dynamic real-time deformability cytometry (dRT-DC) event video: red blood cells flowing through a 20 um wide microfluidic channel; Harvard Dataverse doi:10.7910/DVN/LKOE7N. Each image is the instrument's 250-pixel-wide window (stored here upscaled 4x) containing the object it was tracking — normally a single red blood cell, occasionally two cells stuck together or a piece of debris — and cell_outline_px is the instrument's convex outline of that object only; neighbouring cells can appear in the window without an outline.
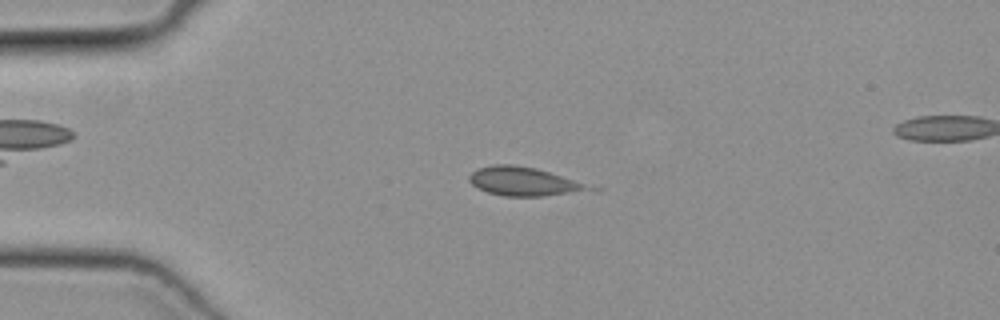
{"species": "common noctule bat (a hibernating species)", "species_latin": "Nyctalus noctula", "temperature_condition": "cold", "stored_images_in_passage": 50, "segment_of_instrument_passage": [1, 2], "camera_frame_rate_fps": 3000, "um_per_image_px": 0.085, "animal": {"sex": "female", "body_mass_g": 19.3, "forearm_length_mm": 54.1}, "frame": {"image": 1, "passage_image": 11, "time_ms": 3.333, "image_size_px": [1000, 320], "cell_outline_px": [[580, 188], [568, 192], [544, 196], [504, 196], [488, 192], [472, 184], [468, 180], [468, 176], [472, 172], [480, 168], [492, 164], [512, 164], [536, 168], [572, 180], [580, 184]], "centroid_in_image_um": [44.21, 15.39], "position_along_channel_um": 40.8, "area_um2": 18.67}}
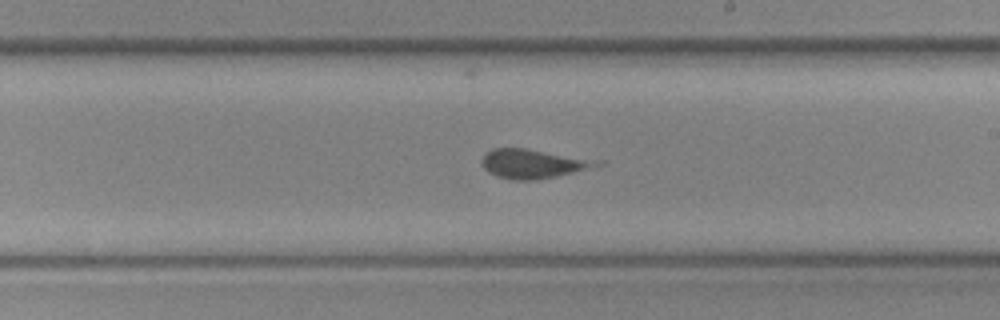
{"frame": {"image": 2, "passage_image": 28, "time_ms": 9.0, "image_size_px": [1000, 320], "cell_outline_px": [[604, 164], [556, 176], [536, 180], [512, 180], [496, 176], [488, 172], [484, 168], [480, 160], [484, 152], [492, 148], [524, 148], [604, 160]], "centroid_in_image_um": [45.29, 13.9], "position_along_channel_um": 243.7, "area_um2": 19.77}}
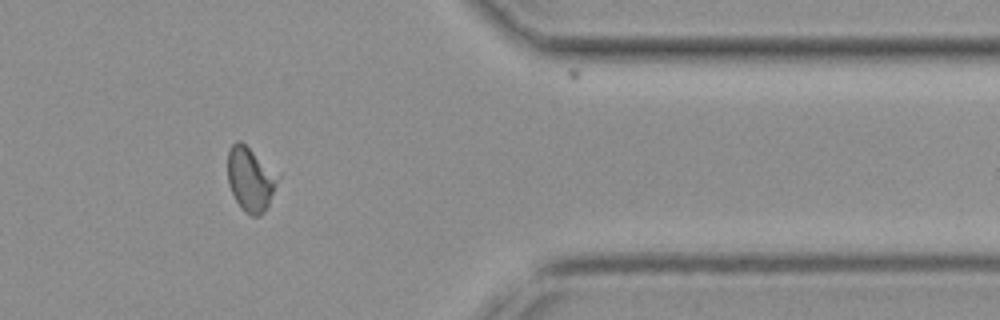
{"frame": {"image": 3, "passage_image": 40, "time_ms": 13.0, "image_size_px": [1000, 320], "cell_outline_px": [[280, 176], [268, 204], [264, 212], [260, 216], [252, 216], [244, 212], [240, 208], [228, 184], [228, 148], [236, 140], [240, 140]], "centroid_in_image_um": [21.26, 15.24], "position_along_channel_um": 390.1, "area_um2": 18.55}}